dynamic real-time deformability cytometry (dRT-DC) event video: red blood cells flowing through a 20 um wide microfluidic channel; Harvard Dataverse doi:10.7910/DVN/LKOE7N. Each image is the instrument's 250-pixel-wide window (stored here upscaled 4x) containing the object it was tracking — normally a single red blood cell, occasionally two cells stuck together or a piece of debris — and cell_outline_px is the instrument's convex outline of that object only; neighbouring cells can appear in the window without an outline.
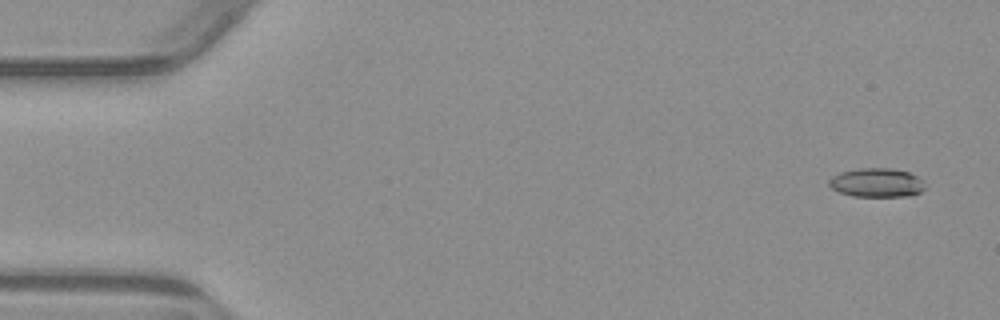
{"species": "common noctule bat (a hibernating species)", "species_latin": "Nyctalus noctula", "temperature_condition": "warm", "stored_images_in_passage": 8, "camera_frame_rate_fps": 3000, "um_per_image_px": 0.085, "animal": {"sex": "male", "body_mass_g": 23.1, "forearm_length_mm": 52.7}, "frame": {"image": 1, "passage_image": 1, "time_ms": 0.0, "image_size_px": [1000, 320], "cell_outline_px": [[924, 188], [920, 192], [908, 196], [852, 196], [840, 192], [832, 188], [828, 184], [828, 180], [832, 176], [840, 172], [860, 168], [892, 168], [908, 172], [916, 176], [924, 184]], "centroid_in_image_um": [74.48, 15.52], "position_along_channel_um": 10.5, "area_um2": 16.07}}
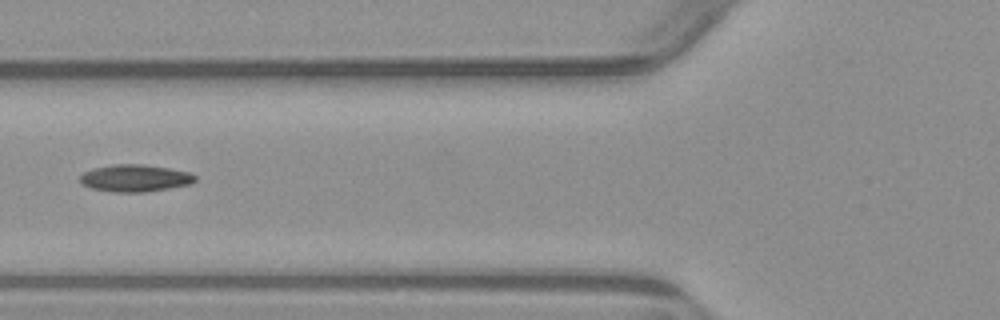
{"frame": {"image": 2, "passage_image": 6, "time_ms": 6.0, "image_size_px": [1000, 320], "cell_outline_px": [[196, 180], [192, 184], [144, 192], [112, 192], [92, 188], [80, 184], [80, 176], [84, 172], [96, 168], [116, 164], [140, 164], [168, 168], [188, 172], [196, 176]], "centroid_in_image_um": [11.48, 15.15], "position_along_channel_um": 114.3, "area_um2": 18.03}}
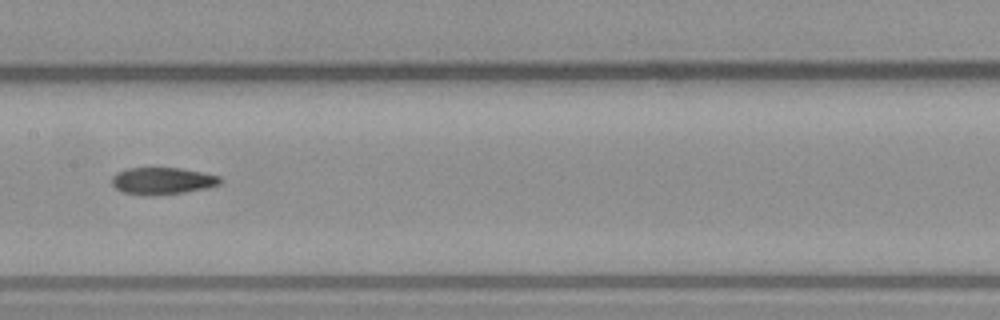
{"frame": {"image": 3, "passage_image": 8, "time_ms": 8.0, "image_size_px": [1000, 320], "cell_outline_px": [[220, 184], [208, 188], [184, 192], [148, 196], [144, 196], [124, 192], [116, 188], [112, 184], [112, 176], [116, 172], [128, 168], [180, 168], [220, 176]], "centroid_in_image_um": [13.78, 15.38], "position_along_channel_um": 193.6, "area_um2": 16.99}}